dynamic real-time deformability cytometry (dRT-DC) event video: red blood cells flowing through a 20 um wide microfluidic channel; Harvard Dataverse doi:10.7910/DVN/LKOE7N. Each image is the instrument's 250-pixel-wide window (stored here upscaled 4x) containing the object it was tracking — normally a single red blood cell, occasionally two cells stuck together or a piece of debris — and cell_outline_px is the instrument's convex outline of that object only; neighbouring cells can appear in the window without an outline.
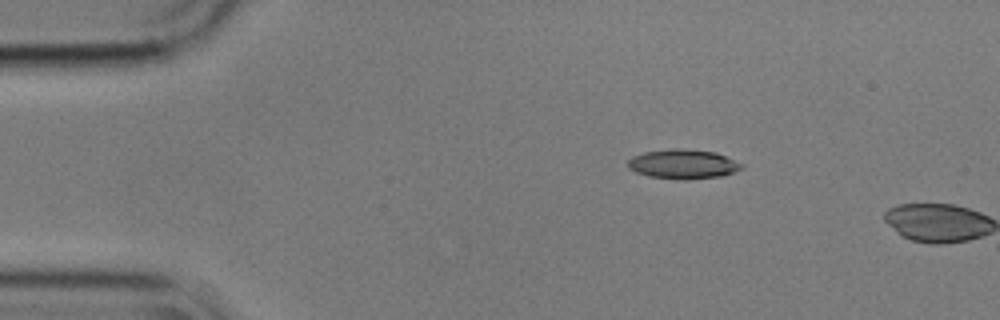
{"species": "common noctule bat (a hibernating species)", "species_latin": "Nyctalus noctula", "temperature_condition": "cold", "stored_images_in_passage": 2, "camera_frame_rate_fps": 3000, "um_per_image_px": 0.085, "animal": {"sex": "male", "body_mass_g": 17.9}, "frame": {"image": 1, "passage_image": 1, "time_ms": 0.0, "image_size_px": [1000, 320], "cell_outline_px": [[744, 168], [736, 172], [720, 176], [688, 180], [684, 180], [648, 176], [636, 172], [628, 168], [628, 160], [632, 156], [644, 152], [676, 148], [684, 148], [716, 152], [744, 164]], "centroid_in_image_um": [58.09, 13.95], "position_along_channel_um": 26.9, "area_um2": 19.71}}